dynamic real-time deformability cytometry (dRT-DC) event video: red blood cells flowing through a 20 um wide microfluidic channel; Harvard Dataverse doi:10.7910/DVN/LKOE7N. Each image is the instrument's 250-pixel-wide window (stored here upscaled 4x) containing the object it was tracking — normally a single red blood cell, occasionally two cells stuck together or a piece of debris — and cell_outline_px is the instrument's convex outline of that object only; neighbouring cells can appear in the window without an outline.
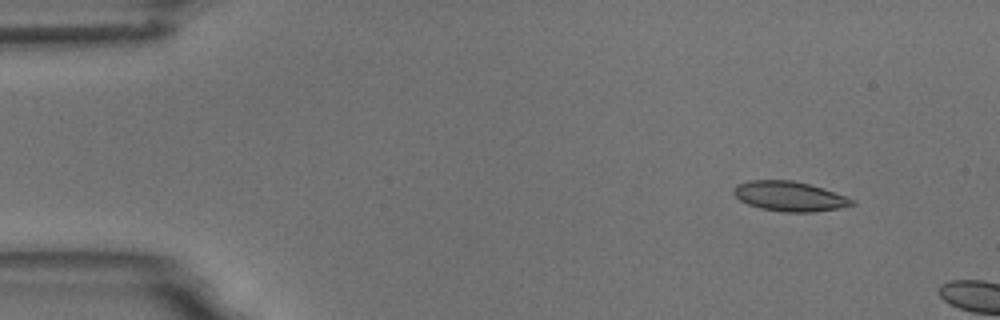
{"species": "common noctule bat (a hibernating species)", "species_latin": "Nyctalus noctula", "temperature_condition": "room temperature", "stored_images_in_passage": 4, "camera_frame_rate_fps": 3000, "um_per_image_px": 0.085, "animal": {"sex": "male", "body_mass_g": 18.8}, "frame": {"image": 1, "passage_image": 2, "time_ms": 1.333, "image_size_px": [1000, 320], "cell_outline_px": [[856, 204], [840, 208], [812, 212], [784, 212], [760, 208], [748, 204], [740, 200], [732, 192], [732, 188], [736, 184], [748, 180], [792, 180], [808, 184], [856, 200]], "centroid_in_image_um": [67.07, 16.68], "position_along_channel_um": 17.9, "area_um2": 20.46}}